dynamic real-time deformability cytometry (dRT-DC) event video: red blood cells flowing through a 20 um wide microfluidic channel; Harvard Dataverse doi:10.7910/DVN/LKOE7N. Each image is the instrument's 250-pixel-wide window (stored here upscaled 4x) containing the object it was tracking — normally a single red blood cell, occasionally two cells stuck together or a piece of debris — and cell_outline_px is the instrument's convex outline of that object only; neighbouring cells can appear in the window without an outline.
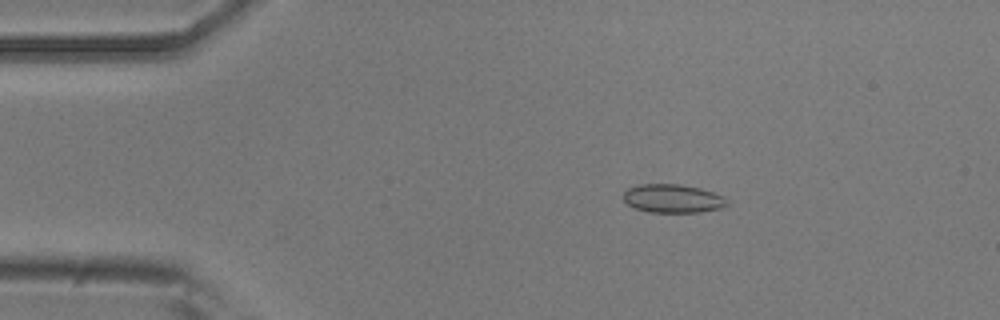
{"species": "common noctule bat (a hibernating species)", "species_latin": "Nyctalus noctula", "temperature_condition": "room temperature", "stored_images_in_passage": 53, "camera_frame_rate_fps": 3000, "um_per_image_px": 0.085, "animal": {"sex": "male", "body_mass_g": 20.5, "forearm_length_mm": 52.5}, "frame": {"image": 1, "passage_image": 9, "time_ms": 2.667, "image_size_px": [1000, 320], "cell_outline_px": [[728, 204], [720, 208], [700, 212], [648, 212], [636, 208], [628, 204], [624, 200], [624, 192], [628, 188], [640, 184], [680, 184], [700, 188], [712, 192], [720, 196]], "centroid_in_image_um": [57.14, 16.87], "position_along_channel_um": 27.9, "area_um2": 16.94}}
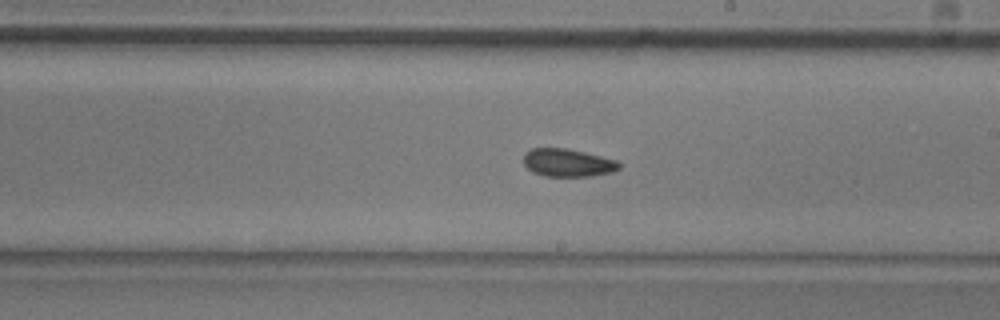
{"frame": {"image": 2, "passage_image": 30, "time_ms": 9.667, "image_size_px": [1000, 320], "cell_outline_px": [[620, 168], [612, 172], [592, 176], [544, 176], [532, 172], [524, 164], [524, 152], [532, 148], [564, 148], [584, 152], [616, 160], [620, 164]], "centroid_in_image_um": [48.24, 13.83], "position_along_channel_um": 240.8, "area_um2": 15.49}}
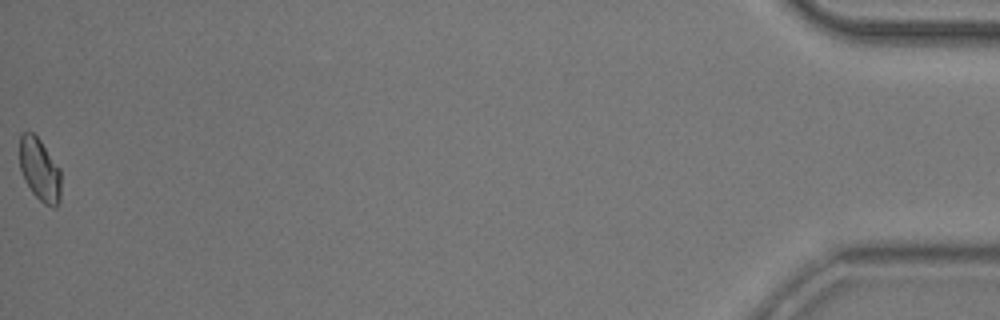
{"frame": {"image": 3, "passage_image": 53, "time_ms": 17.333, "image_size_px": [1000, 320], "cell_outline_px": [[60, 200], [56, 208], [52, 208], [44, 204], [32, 192], [24, 180], [20, 168], [20, 132], [32, 132], [40, 140], [60, 168]], "centroid_in_image_um": [3.37, 14.44], "position_along_channel_um": 431.8, "area_um2": 15.2}, "authors_computed_cell_mechanics": {"area_um2": 15.7794, "velocity_mm_per_s": 3.8149, "shape_relaxation_time_tau1_ms": 2.8737, "shape_relaxation_time_tau2_ms": 3.5452, "deformation_change_tau1": 0.0656, "deformation_change_tau2": 0.0758}}